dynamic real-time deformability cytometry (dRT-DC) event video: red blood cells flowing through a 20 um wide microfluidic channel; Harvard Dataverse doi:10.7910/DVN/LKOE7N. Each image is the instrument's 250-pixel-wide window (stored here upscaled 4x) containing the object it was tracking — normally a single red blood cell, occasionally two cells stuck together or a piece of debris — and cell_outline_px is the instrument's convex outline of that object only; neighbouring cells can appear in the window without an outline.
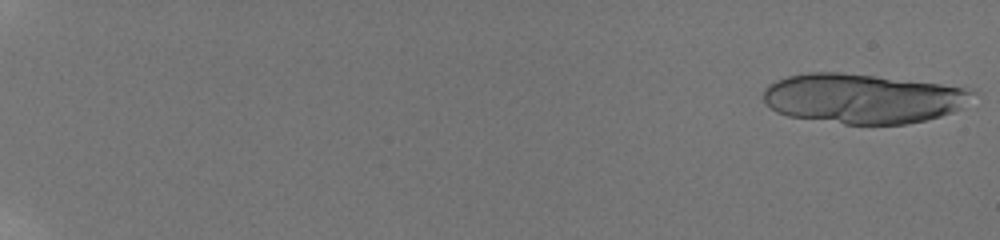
{"species": "human", "species_latin": "Homo sapiens", "temperature_condition": "room temperature", "stored_images_in_passage": 22, "camera_frame_rate_fps": 3000, "um_per_image_px": 0.085, "donor": {"sex": "male"}, "frame": {"image": 1, "passage_image": 1, "time_ms": 0.0, "image_size_px": [1000, 240], "cell_outline_px": [[980, 92], [976, 108], [908, 124], [844, 124], [788, 116], [776, 112], [764, 104], [764, 88], [768, 84], [776, 80], [788, 76], [808, 72], [840, 72], [976, 88]], "centroid_in_image_um": [73.56, 8.38], "position_along_channel_um": 11.4, "area_um2": 62.48}}